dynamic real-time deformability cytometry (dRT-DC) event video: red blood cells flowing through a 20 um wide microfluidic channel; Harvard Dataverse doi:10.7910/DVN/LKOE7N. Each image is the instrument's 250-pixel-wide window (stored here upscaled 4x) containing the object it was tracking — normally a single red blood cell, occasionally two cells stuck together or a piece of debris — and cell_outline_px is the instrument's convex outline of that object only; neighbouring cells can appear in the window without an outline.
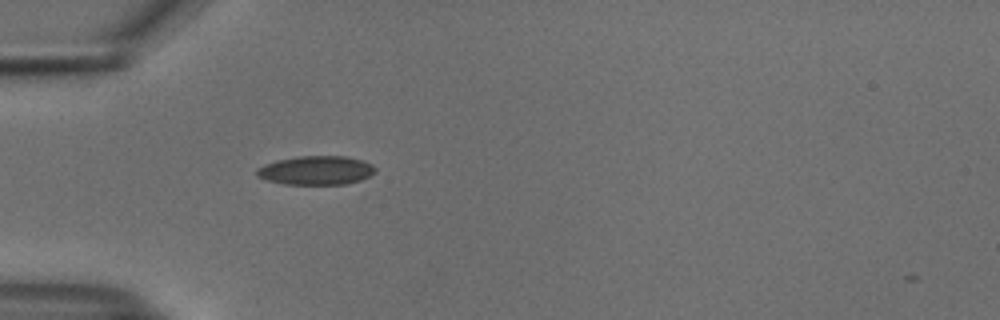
{"species": "common noctule bat (a hibernating species)", "species_latin": "Nyctalus noctula", "temperature_condition": "cold", "stored_images_in_passage": 36, "camera_frame_rate_fps": 3000, "um_per_image_px": 0.085, "animal": {"sex": "male", "body_mass_g": 18.8}, "frame": {"image": 1, "passage_image": 2, "time_ms": 0.333, "image_size_px": [1000, 320], "cell_outline_px": [[376, 172], [360, 180], [344, 184], [284, 184], [268, 180], [256, 176], [256, 168], [264, 164], [276, 160], [296, 156], [344, 156], [360, 160], [372, 164], [376, 168]], "centroid_in_image_um": [26.84, 14.47], "position_along_channel_um": 58.2, "area_um2": 19.94}}
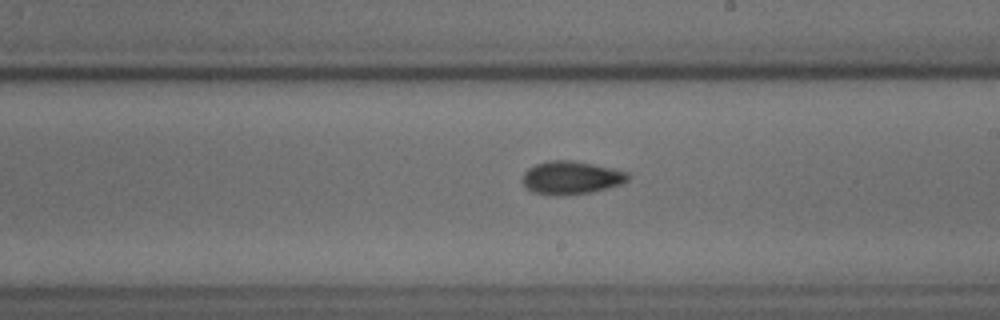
{"frame": {"image": 2, "passage_image": 17, "time_ms": 5.333, "image_size_px": [1000, 320], "cell_outline_px": [[632, 176], [628, 180], [620, 184], [588, 192], [560, 196], [532, 192], [524, 184], [524, 172], [528, 168], [536, 164], [552, 160], [572, 160], [612, 168], [628, 172]], "centroid_in_image_um": [48.56, 15.09], "position_along_channel_um": 240.4, "area_um2": 20.06}}
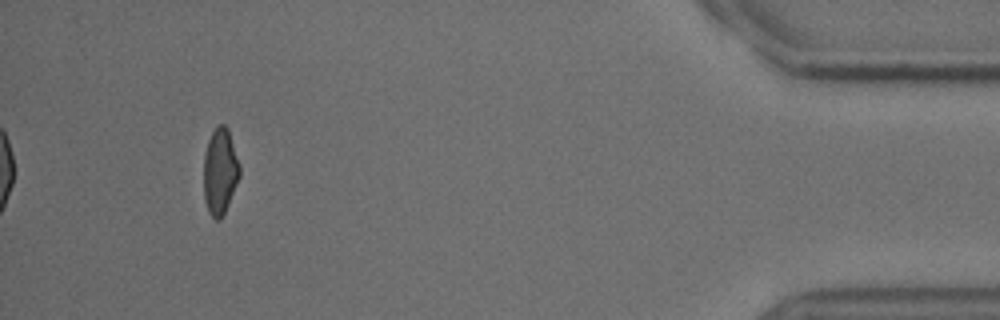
{"frame": {"image": 3, "passage_image": 36, "time_ms": 11.667, "image_size_px": [1000, 320], "cell_outline_px": [[240, 176], [228, 204], [220, 220], [216, 220], [208, 212], [204, 200], [204, 152], [208, 140], [212, 132], [220, 124], [224, 124], [228, 128], [240, 164]], "centroid_in_image_um": [18.7, 14.56], "position_along_channel_um": 416.5, "area_um2": 18.09}, "authors_computed_cell_mechanics": {"area_um2": 19.4497, "velocity_mm_per_s": 3.7514, "shape_relaxation_time_tau1_ms": 4.5882, "shape_relaxation_time_tau2_ms": 4.0758, "deformation_change_tau1": 0.1108, "deformation_change_tau2": 0.0826}}